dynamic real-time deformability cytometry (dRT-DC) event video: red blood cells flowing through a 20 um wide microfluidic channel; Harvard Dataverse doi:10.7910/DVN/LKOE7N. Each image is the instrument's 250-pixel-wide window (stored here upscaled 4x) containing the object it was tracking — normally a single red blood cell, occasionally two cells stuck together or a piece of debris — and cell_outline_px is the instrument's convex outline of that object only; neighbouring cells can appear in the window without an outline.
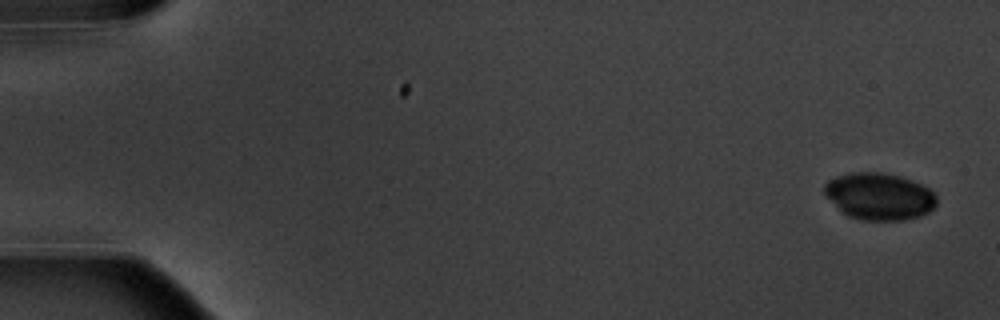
{"species": "common noctule bat (a hibernating species)", "species_latin": "Nyctalus noctula", "temperature_condition": "warm", "stored_images_in_passage": 4, "camera_frame_rate_fps": 3000, "um_per_image_px": 0.085, "animal": {"sex": "male", "body_mass_g": 20.1, "forearm_length_mm": 53.5}, "frame": {"image": 1, "passage_image": 1, "time_ms": 0.0, "image_size_px": [1000, 320], "cell_outline_px": [[936, 204], [928, 212], [920, 216], [904, 220], [860, 220], [848, 216], [824, 192], [824, 184], [828, 180], [836, 176], [848, 172], [880, 172], [900, 176], [912, 180], [936, 192]], "centroid_in_image_um": [74.76, 16.67], "position_along_channel_um": 10.2, "area_um2": 30.58}}